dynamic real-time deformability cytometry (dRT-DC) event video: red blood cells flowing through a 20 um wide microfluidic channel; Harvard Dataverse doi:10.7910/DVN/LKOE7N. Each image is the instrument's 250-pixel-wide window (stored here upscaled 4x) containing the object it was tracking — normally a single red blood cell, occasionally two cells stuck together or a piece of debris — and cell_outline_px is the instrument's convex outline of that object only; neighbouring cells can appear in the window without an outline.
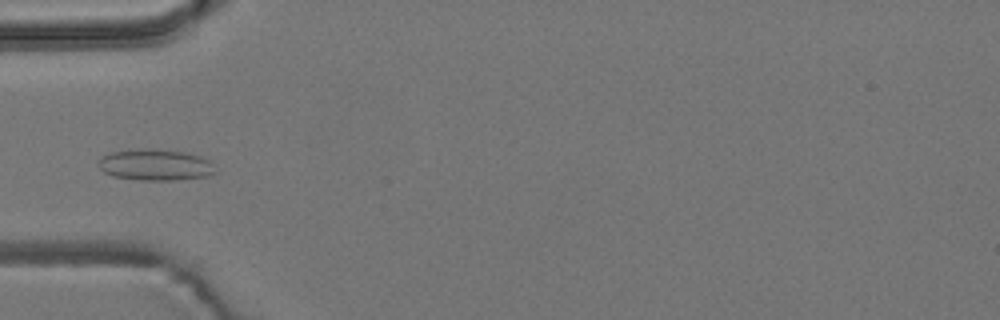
{"species": "common noctule bat (a hibernating species)", "species_latin": "Nyctalus noctula", "temperature_condition": "room temperature", "stored_images_in_passage": 4, "camera_frame_rate_fps": 3000, "um_per_image_px": 0.085, "animal": {"sex": "male", "body_mass_g": 19.2, "forearm_length_mm": 51.8}, "frame": {"image": 1, "passage_image": 4, "time_ms": 1.0, "image_size_px": [1000, 320], "cell_outline_px": [[216, 172], [208, 176], [172, 180], [140, 180], [112, 176], [104, 172], [100, 168], [100, 156], [112, 152], [144, 148], [156, 148], [184, 152], [200, 156], [208, 160], [212, 164]], "centroid_in_image_um": [13.2, 14.0], "position_along_channel_um": 71.8, "area_um2": 21.27}}